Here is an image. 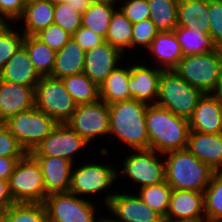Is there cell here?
I'll use <instances>...</instances> for the list:
<instances>
[{"label":"cell","instance_id":"1","mask_svg":"<svg viewBox=\"0 0 222 222\" xmlns=\"http://www.w3.org/2000/svg\"><path fill=\"white\" fill-rule=\"evenodd\" d=\"M146 127L149 149L159 152L161 156L187 146L190 131L188 119L177 116L158 104L147 106Z\"/></svg>","mask_w":222,"mask_h":222},{"label":"cell","instance_id":"2","mask_svg":"<svg viewBox=\"0 0 222 222\" xmlns=\"http://www.w3.org/2000/svg\"><path fill=\"white\" fill-rule=\"evenodd\" d=\"M147 104L129 99L108 105L109 132L132 150L149 149L146 127Z\"/></svg>","mask_w":222,"mask_h":222},{"label":"cell","instance_id":"3","mask_svg":"<svg viewBox=\"0 0 222 222\" xmlns=\"http://www.w3.org/2000/svg\"><path fill=\"white\" fill-rule=\"evenodd\" d=\"M165 155V181L174 190L204 192L214 170L201 162L187 148L170 151Z\"/></svg>","mask_w":222,"mask_h":222},{"label":"cell","instance_id":"4","mask_svg":"<svg viewBox=\"0 0 222 222\" xmlns=\"http://www.w3.org/2000/svg\"><path fill=\"white\" fill-rule=\"evenodd\" d=\"M204 93L188 84L174 70H163L156 104L188 119Z\"/></svg>","mask_w":222,"mask_h":222},{"label":"cell","instance_id":"5","mask_svg":"<svg viewBox=\"0 0 222 222\" xmlns=\"http://www.w3.org/2000/svg\"><path fill=\"white\" fill-rule=\"evenodd\" d=\"M14 203H44L47 194L38 162L27 153L19 159L8 179Z\"/></svg>","mask_w":222,"mask_h":222},{"label":"cell","instance_id":"6","mask_svg":"<svg viewBox=\"0 0 222 222\" xmlns=\"http://www.w3.org/2000/svg\"><path fill=\"white\" fill-rule=\"evenodd\" d=\"M174 71L204 94L211 93L222 73V56L218 47L208 53L183 56Z\"/></svg>","mask_w":222,"mask_h":222},{"label":"cell","instance_id":"7","mask_svg":"<svg viewBox=\"0 0 222 222\" xmlns=\"http://www.w3.org/2000/svg\"><path fill=\"white\" fill-rule=\"evenodd\" d=\"M57 124L36 107L20 112L4 122L27 153L34 151Z\"/></svg>","mask_w":222,"mask_h":222},{"label":"cell","instance_id":"8","mask_svg":"<svg viewBox=\"0 0 222 222\" xmlns=\"http://www.w3.org/2000/svg\"><path fill=\"white\" fill-rule=\"evenodd\" d=\"M35 107L59 124L71 118L76 104L61 79L47 76L41 77L36 85Z\"/></svg>","mask_w":222,"mask_h":222},{"label":"cell","instance_id":"9","mask_svg":"<svg viewBox=\"0 0 222 222\" xmlns=\"http://www.w3.org/2000/svg\"><path fill=\"white\" fill-rule=\"evenodd\" d=\"M44 205L47 222H99L96 220L95 205L70 192L47 195Z\"/></svg>","mask_w":222,"mask_h":222},{"label":"cell","instance_id":"10","mask_svg":"<svg viewBox=\"0 0 222 222\" xmlns=\"http://www.w3.org/2000/svg\"><path fill=\"white\" fill-rule=\"evenodd\" d=\"M157 154L160 153L153 149H138L130 156L128 154L120 173L139 184V188L164 182L165 164Z\"/></svg>","mask_w":222,"mask_h":222},{"label":"cell","instance_id":"11","mask_svg":"<svg viewBox=\"0 0 222 222\" xmlns=\"http://www.w3.org/2000/svg\"><path fill=\"white\" fill-rule=\"evenodd\" d=\"M66 124L88 143L109 132V109L102 100L76 105Z\"/></svg>","mask_w":222,"mask_h":222},{"label":"cell","instance_id":"12","mask_svg":"<svg viewBox=\"0 0 222 222\" xmlns=\"http://www.w3.org/2000/svg\"><path fill=\"white\" fill-rule=\"evenodd\" d=\"M81 166V167H80ZM71 171V185L69 192L80 195H94L112 187L119 175L115 168L106 164L86 163Z\"/></svg>","mask_w":222,"mask_h":222},{"label":"cell","instance_id":"13","mask_svg":"<svg viewBox=\"0 0 222 222\" xmlns=\"http://www.w3.org/2000/svg\"><path fill=\"white\" fill-rule=\"evenodd\" d=\"M89 143L66 123H59L44 140L29 153L31 156H51L67 159L74 164L73 155Z\"/></svg>","mask_w":222,"mask_h":222},{"label":"cell","instance_id":"14","mask_svg":"<svg viewBox=\"0 0 222 222\" xmlns=\"http://www.w3.org/2000/svg\"><path fill=\"white\" fill-rule=\"evenodd\" d=\"M104 203L116 218L113 222H164V218L142 201L139 195L108 194Z\"/></svg>","mask_w":222,"mask_h":222},{"label":"cell","instance_id":"15","mask_svg":"<svg viewBox=\"0 0 222 222\" xmlns=\"http://www.w3.org/2000/svg\"><path fill=\"white\" fill-rule=\"evenodd\" d=\"M123 53L107 41L85 51L84 74L98 86L118 67Z\"/></svg>","mask_w":222,"mask_h":222},{"label":"cell","instance_id":"16","mask_svg":"<svg viewBox=\"0 0 222 222\" xmlns=\"http://www.w3.org/2000/svg\"><path fill=\"white\" fill-rule=\"evenodd\" d=\"M35 107V88L0 78V123Z\"/></svg>","mask_w":222,"mask_h":222},{"label":"cell","instance_id":"17","mask_svg":"<svg viewBox=\"0 0 222 222\" xmlns=\"http://www.w3.org/2000/svg\"><path fill=\"white\" fill-rule=\"evenodd\" d=\"M162 71L160 67L149 68L138 62L131 66L128 89L132 98L147 105L156 104ZM149 101L155 102L149 103Z\"/></svg>","mask_w":222,"mask_h":222},{"label":"cell","instance_id":"18","mask_svg":"<svg viewBox=\"0 0 222 222\" xmlns=\"http://www.w3.org/2000/svg\"><path fill=\"white\" fill-rule=\"evenodd\" d=\"M39 164L46 194L69 192L73 163L67 159L51 156H32Z\"/></svg>","mask_w":222,"mask_h":222},{"label":"cell","instance_id":"19","mask_svg":"<svg viewBox=\"0 0 222 222\" xmlns=\"http://www.w3.org/2000/svg\"><path fill=\"white\" fill-rule=\"evenodd\" d=\"M190 131L222 133V106L211 93L204 94L188 118Z\"/></svg>","mask_w":222,"mask_h":222},{"label":"cell","instance_id":"20","mask_svg":"<svg viewBox=\"0 0 222 222\" xmlns=\"http://www.w3.org/2000/svg\"><path fill=\"white\" fill-rule=\"evenodd\" d=\"M206 219L203 192L172 189L165 220Z\"/></svg>","mask_w":222,"mask_h":222},{"label":"cell","instance_id":"21","mask_svg":"<svg viewBox=\"0 0 222 222\" xmlns=\"http://www.w3.org/2000/svg\"><path fill=\"white\" fill-rule=\"evenodd\" d=\"M186 148L214 171L222 170V133L189 131Z\"/></svg>","mask_w":222,"mask_h":222},{"label":"cell","instance_id":"22","mask_svg":"<svg viewBox=\"0 0 222 222\" xmlns=\"http://www.w3.org/2000/svg\"><path fill=\"white\" fill-rule=\"evenodd\" d=\"M0 78L12 83L36 88L41 76L35 70L26 48L22 45L1 70Z\"/></svg>","mask_w":222,"mask_h":222},{"label":"cell","instance_id":"23","mask_svg":"<svg viewBox=\"0 0 222 222\" xmlns=\"http://www.w3.org/2000/svg\"><path fill=\"white\" fill-rule=\"evenodd\" d=\"M177 27L195 28L209 34V0H179Z\"/></svg>","mask_w":222,"mask_h":222},{"label":"cell","instance_id":"24","mask_svg":"<svg viewBox=\"0 0 222 222\" xmlns=\"http://www.w3.org/2000/svg\"><path fill=\"white\" fill-rule=\"evenodd\" d=\"M149 50L157 60L155 62L160 63L162 70H174L183 58L182 48L174 31L159 32L151 42Z\"/></svg>","mask_w":222,"mask_h":222},{"label":"cell","instance_id":"25","mask_svg":"<svg viewBox=\"0 0 222 222\" xmlns=\"http://www.w3.org/2000/svg\"><path fill=\"white\" fill-rule=\"evenodd\" d=\"M85 51L71 38L67 44L56 51L55 65L49 77L62 79L84 72Z\"/></svg>","mask_w":222,"mask_h":222},{"label":"cell","instance_id":"26","mask_svg":"<svg viewBox=\"0 0 222 222\" xmlns=\"http://www.w3.org/2000/svg\"><path fill=\"white\" fill-rule=\"evenodd\" d=\"M55 5L49 0H32L26 2L24 11L19 18L24 20V35H35L54 23Z\"/></svg>","mask_w":222,"mask_h":222},{"label":"cell","instance_id":"27","mask_svg":"<svg viewBox=\"0 0 222 222\" xmlns=\"http://www.w3.org/2000/svg\"><path fill=\"white\" fill-rule=\"evenodd\" d=\"M116 67L99 86L100 100L107 105L118 101L132 99L128 89L129 76L131 74V66L125 68L124 66Z\"/></svg>","mask_w":222,"mask_h":222},{"label":"cell","instance_id":"28","mask_svg":"<svg viewBox=\"0 0 222 222\" xmlns=\"http://www.w3.org/2000/svg\"><path fill=\"white\" fill-rule=\"evenodd\" d=\"M23 46L26 48L38 74L41 77L50 76L55 65L56 51L34 35H25Z\"/></svg>","mask_w":222,"mask_h":222},{"label":"cell","instance_id":"29","mask_svg":"<svg viewBox=\"0 0 222 222\" xmlns=\"http://www.w3.org/2000/svg\"><path fill=\"white\" fill-rule=\"evenodd\" d=\"M174 33L182 48L183 56L204 54L217 48L211 36L199 29L176 27Z\"/></svg>","mask_w":222,"mask_h":222},{"label":"cell","instance_id":"30","mask_svg":"<svg viewBox=\"0 0 222 222\" xmlns=\"http://www.w3.org/2000/svg\"><path fill=\"white\" fill-rule=\"evenodd\" d=\"M61 80L76 105L100 100L99 86L84 73L67 76Z\"/></svg>","mask_w":222,"mask_h":222},{"label":"cell","instance_id":"31","mask_svg":"<svg viewBox=\"0 0 222 222\" xmlns=\"http://www.w3.org/2000/svg\"><path fill=\"white\" fill-rule=\"evenodd\" d=\"M132 31L133 24L120 9H116L112 14L105 41L124 54L127 48L132 49Z\"/></svg>","mask_w":222,"mask_h":222},{"label":"cell","instance_id":"32","mask_svg":"<svg viewBox=\"0 0 222 222\" xmlns=\"http://www.w3.org/2000/svg\"><path fill=\"white\" fill-rule=\"evenodd\" d=\"M179 0H148L149 19L159 32H172L177 27V6Z\"/></svg>","mask_w":222,"mask_h":222},{"label":"cell","instance_id":"33","mask_svg":"<svg viewBox=\"0 0 222 222\" xmlns=\"http://www.w3.org/2000/svg\"><path fill=\"white\" fill-rule=\"evenodd\" d=\"M115 7L106 3H92L82 14V26L105 39L112 14L117 9Z\"/></svg>","mask_w":222,"mask_h":222},{"label":"cell","instance_id":"34","mask_svg":"<svg viewBox=\"0 0 222 222\" xmlns=\"http://www.w3.org/2000/svg\"><path fill=\"white\" fill-rule=\"evenodd\" d=\"M203 196L206 219L209 222H222V170L214 171Z\"/></svg>","mask_w":222,"mask_h":222},{"label":"cell","instance_id":"35","mask_svg":"<svg viewBox=\"0 0 222 222\" xmlns=\"http://www.w3.org/2000/svg\"><path fill=\"white\" fill-rule=\"evenodd\" d=\"M139 197L151 209L166 219L172 188L166 181L139 188Z\"/></svg>","mask_w":222,"mask_h":222},{"label":"cell","instance_id":"36","mask_svg":"<svg viewBox=\"0 0 222 222\" xmlns=\"http://www.w3.org/2000/svg\"><path fill=\"white\" fill-rule=\"evenodd\" d=\"M5 212L18 222H47L44 203H13Z\"/></svg>","mask_w":222,"mask_h":222},{"label":"cell","instance_id":"37","mask_svg":"<svg viewBox=\"0 0 222 222\" xmlns=\"http://www.w3.org/2000/svg\"><path fill=\"white\" fill-rule=\"evenodd\" d=\"M24 37V34L15 32L11 26L0 30V72L9 59L21 48Z\"/></svg>","mask_w":222,"mask_h":222},{"label":"cell","instance_id":"38","mask_svg":"<svg viewBox=\"0 0 222 222\" xmlns=\"http://www.w3.org/2000/svg\"><path fill=\"white\" fill-rule=\"evenodd\" d=\"M54 24L73 35L82 26V15L67 2L56 4L54 8Z\"/></svg>","mask_w":222,"mask_h":222},{"label":"cell","instance_id":"39","mask_svg":"<svg viewBox=\"0 0 222 222\" xmlns=\"http://www.w3.org/2000/svg\"><path fill=\"white\" fill-rule=\"evenodd\" d=\"M34 36L55 51L62 49L72 38L71 34L54 23L42 29Z\"/></svg>","mask_w":222,"mask_h":222},{"label":"cell","instance_id":"40","mask_svg":"<svg viewBox=\"0 0 222 222\" xmlns=\"http://www.w3.org/2000/svg\"><path fill=\"white\" fill-rule=\"evenodd\" d=\"M158 33L159 31L149 18L133 23L132 48L141 45L142 48L148 49Z\"/></svg>","mask_w":222,"mask_h":222},{"label":"cell","instance_id":"41","mask_svg":"<svg viewBox=\"0 0 222 222\" xmlns=\"http://www.w3.org/2000/svg\"><path fill=\"white\" fill-rule=\"evenodd\" d=\"M26 154L10 130L0 123V157H24Z\"/></svg>","mask_w":222,"mask_h":222},{"label":"cell","instance_id":"42","mask_svg":"<svg viewBox=\"0 0 222 222\" xmlns=\"http://www.w3.org/2000/svg\"><path fill=\"white\" fill-rule=\"evenodd\" d=\"M122 4L119 9L132 24L141 22L150 16L148 0H125Z\"/></svg>","mask_w":222,"mask_h":222},{"label":"cell","instance_id":"43","mask_svg":"<svg viewBox=\"0 0 222 222\" xmlns=\"http://www.w3.org/2000/svg\"><path fill=\"white\" fill-rule=\"evenodd\" d=\"M209 35L216 47L222 44V0H209Z\"/></svg>","mask_w":222,"mask_h":222},{"label":"cell","instance_id":"44","mask_svg":"<svg viewBox=\"0 0 222 222\" xmlns=\"http://www.w3.org/2000/svg\"><path fill=\"white\" fill-rule=\"evenodd\" d=\"M72 38L84 51L93 49L105 42L103 37L83 26L72 35Z\"/></svg>","mask_w":222,"mask_h":222},{"label":"cell","instance_id":"45","mask_svg":"<svg viewBox=\"0 0 222 222\" xmlns=\"http://www.w3.org/2000/svg\"><path fill=\"white\" fill-rule=\"evenodd\" d=\"M25 6V0H0V10L11 24H13L16 20H19Z\"/></svg>","mask_w":222,"mask_h":222},{"label":"cell","instance_id":"46","mask_svg":"<svg viewBox=\"0 0 222 222\" xmlns=\"http://www.w3.org/2000/svg\"><path fill=\"white\" fill-rule=\"evenodd\" d=\"M23 157H0V179L8 181L19 159Z\"/></svg>","mask_w":222,"mask_h":222},{"label":"cell","instance_id":"47","mask_svg":"<svg viewBox=\"0 0 222 222\" xmlns=\"http://www.w3.org/2000/svg\"><path fill=\"white\" fill-rule=\"evenodd\" d=\"M13 203L8 189V181L0 179V213L5 212Z\"/></svg>","mask_w":222,"mask_h":222},{"label":"cell","instance_id":"48","mask_svg":"<svg viewBox=\"0 0 222 222\" xmlns=\"http://www.w3.org/2000/svg\"><path fill=\"white\" fill-rule=\"evenodd\" d=\"M67 3L82 15L92 5V0H68Z\"/></svg>","mask_w":222,"mask_h":222},{"label":"cell","instance_id":"49","mask_svg":"<svg viewBox=\"0 0 222 222\" xmlns=\"http://www.w3.org/2000/svg\"><path fill=\"white\" fill-rule=\"evenodd\" d=\"M211 94L216 98L218 103L222 106V73Z\"/></svg>","mask_w":222,"mask_h":222},{"label":"cell","instance_id":"50","mask_svg":"<svg viewBox=\"0 0 222 222\" xmlns=\"http://www.w3.org/2000/svg\"><path fill=\"white\" fill-rule=\"evenodd\" d=\"M9 22L10 21L5 17V15L0 10V30L8 28L11 25Z\"/></svg>","mask_w":222,"mask_h":222},{"label":"cell","instance_id":"51","mask_svg":"<svg viewBox=\"0 0 222 222\" xmlns=\"http://www.w3.org/2000/svg\"><path fill=\"white\" fill-rule=\"evenodd\" d=\"M0 222H18V219H12L6 212L0 213Z\"/></svg>","mask_w":222,"mask_h":222},{"label":"cell","instance_id":"52","mask_svg":"<svg viewBox=\"0 0 222 222\" xmlns=\"http://www.w3.org/2000/svg\"><path fill=\"white\" fill-rule=\"evenodd\" d=\"M117 1L119 0H92V3H106L110 5H116Z\"/></svg>","mask_w":222,"mask_h":222},{"label":"cell","instance_id":"53","mask_svg":"<svg viewBox=\"0 0 222 222\" xmlns=\"http://www.w3.org/2000/svg\"><path fill=\"white\" fill-rule=\"evenodd\" d=\"M164 222H209V221L207 219H198V220H177V221L164 220Z\"/></svg>","mask_w":222,"mask_h":222},{"label":"cell","instance_id":"54","mask_svg":"<svg viewBox=\"0 0 222 222\" xmlns=\"http://www.w3.org/2000/svg\"><path fill=\"white\" fill-rule=\"evenodd\" d=\"M49 1L54 5L68 2V0H49Z\"/></svg>","mask_w":222,"mask_h":222},{"label":"cell","instance_id":"55","mask_svg":"<svg viewBox=\"0 0 222 222\" xmlns=\"http://www.w3.org/2000/svg\"><path fill=\"white\" fill-rule=\"evenodd\" d=\"M105 218V219H104ZM103 218V216L100 218V221L99 222H113L112 220H111V218H108V217H104Z\"/></svg>","mask_w":222,"mask_h":222},{"label":"cell","instance_id":"56","mask_svg":"<svg viewBox=\"0 0 222 222\" xmlns=\"http://www.w3.org/2000/svg\"><path fill=\"white\" fill-rule=\"evenodd\" d=\"M218 49H219L220 54H221V56H222V44H221L220 46H218Z\"/></svg>","mask_w":222,"mask_h":222}]
</instances>
